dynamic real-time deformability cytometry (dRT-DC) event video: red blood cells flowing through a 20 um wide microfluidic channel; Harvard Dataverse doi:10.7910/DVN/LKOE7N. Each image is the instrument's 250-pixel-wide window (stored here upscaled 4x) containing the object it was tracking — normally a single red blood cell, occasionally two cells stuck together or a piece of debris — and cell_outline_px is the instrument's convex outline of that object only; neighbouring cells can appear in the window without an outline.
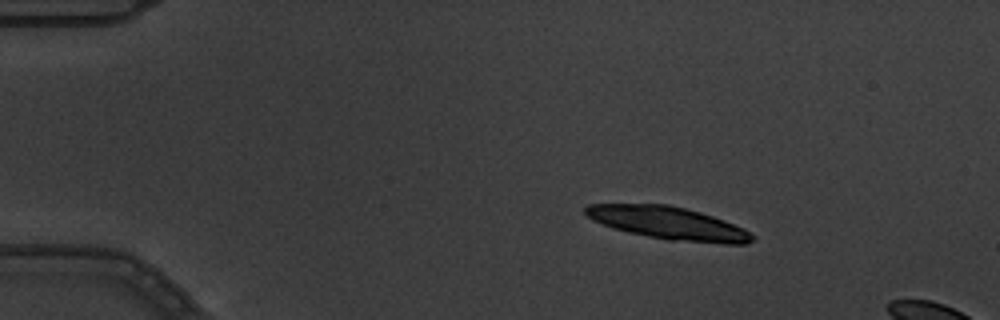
{"species": "common noctule bat (a hibernating species)", "species_latin": "Nyctalus noctula", "temperature_condition": "warm", "stored_images_in_passage": 3, "segment_of_instrument_passage": [1, 2], "camera_frame_rate_fps": 3000, "um_per_image_px": 0.085, "animal": {"sex": "male", "body_mass_g": 19.5, "forearm_length_mm": 54.6}, "frame": {"image": 1, "passage_image": 1, "time_ms": 0.0, "image_size_px": [1000, 320], "cell_outline_px": [[756, 236], [748, 244], [724, 244], [668, 240], [628, 232], [612, 228], [592, 220], [584, 212], [584, 208], [588, 204], [668, 204], [700, 212], [724, 220], [744, 228]], "centroid_in_image_um": [56.83, 18.97], "position_along_channel_um": 28.2, "area_um2": 31.85}}